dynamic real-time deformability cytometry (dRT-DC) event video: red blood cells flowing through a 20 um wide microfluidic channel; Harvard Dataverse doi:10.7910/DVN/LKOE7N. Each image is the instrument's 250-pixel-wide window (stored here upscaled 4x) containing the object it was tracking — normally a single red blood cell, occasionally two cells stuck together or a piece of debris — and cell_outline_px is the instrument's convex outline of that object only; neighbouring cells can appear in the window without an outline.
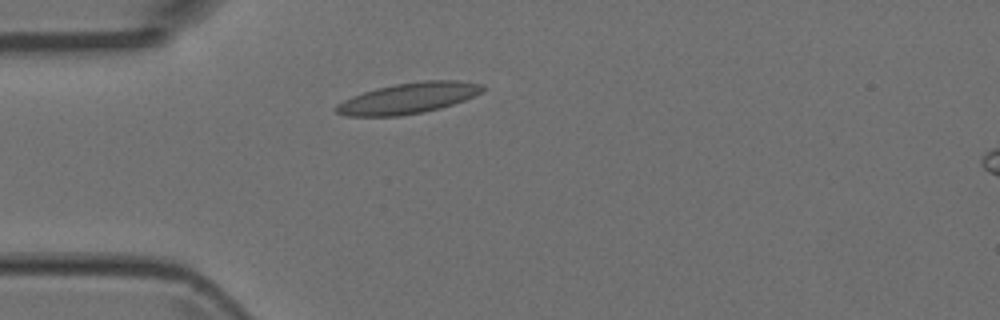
{"species": "Egyptian fruit bat (a non-hibernating species)", "species_latin": "Rousettus aegyptiacus", "temperature_condition": "room temperature", "stored_images_in_passage": 2, "camera_frame_rate_fps": 3000, "um_per_image_px": 0.085, "animal": {"sex": "female"}, "frame": {"image": 1, "passage_image": 1, "time_ms": 0.0, "image_size_px": [1000, 320], "cell_outline_px": [[484, 92], [464, 100], [440, 108], [424, 112], [400, 116], [348, 116], [336, 112], [332, 108], [336, 104], [352, 96], [376, 88], [396, 84], [424, 80], [456, 80], [484, 84]], "centroid_in_image_um": [34.72, 8.34], "position_along_channel_um": 50.3, "area_um2": 26.36}}